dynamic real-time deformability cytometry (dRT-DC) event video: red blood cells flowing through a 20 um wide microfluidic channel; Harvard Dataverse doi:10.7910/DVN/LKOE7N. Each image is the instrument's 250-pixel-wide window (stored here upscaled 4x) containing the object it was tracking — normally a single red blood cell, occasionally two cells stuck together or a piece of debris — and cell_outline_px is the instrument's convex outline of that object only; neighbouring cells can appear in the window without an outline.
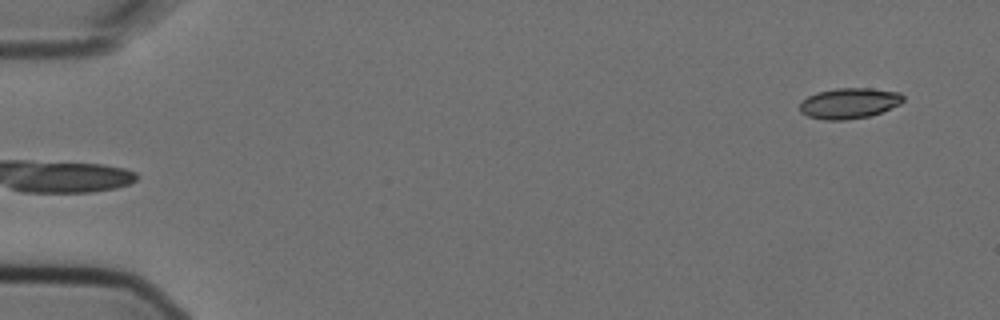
{"species": "Egyptian fruit bat (a non-hibernating species)", "species_latin": "Rousettus aegyptiacus", "temperature_condition": "cold", "stored_images_in_passage": 4, "camera_frame_rate_fps": 3000, "um_per_image_px": 0.085, "animal": {"sex": "female"}, "frame": {"image": 1, "passage_image": 1, "time_ms": 0.0, "image_size_px": [1000, 320], "cell_outline_px": [[904, 100], [900, 104], [880, 112], [868, 116], [844, 120], [824, 120], [808, 116], [800, 112], [800, 104], [808, 96], [816, 92], [836, 88], [872, 88], [900, 92], [904, 96]], "centroid_in_image_um": [72.19, 8.76], "position_along_channel_um": 12.8, "area_um2": 18.44}}
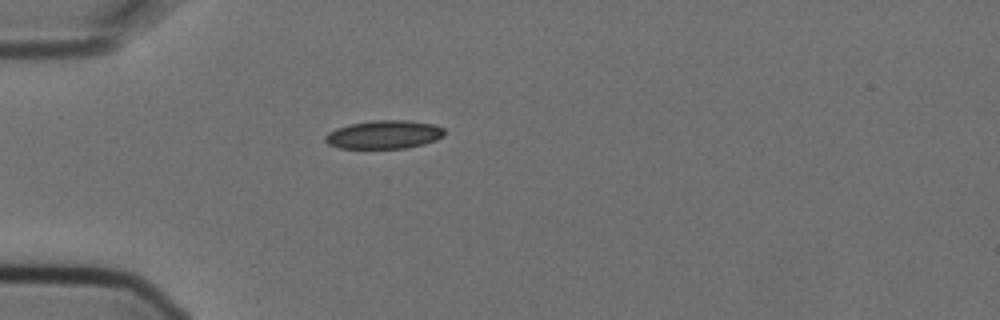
{"frame": {"image": 2, "passage_image": 4, "time_ms": 1.0, "image_size_px": [1000, 320], "cell_outline_px": [[444, 136], [436, 140], [424, 144], [408, 148], [340, 148], [328, 144], [324, 140], [324, 136], [328, 132], [336, 128], [348, 124], [372, 120], [408, 120], [432, 124], [444, 128]], "centroid_in_image_um": [32.63, 11.43], "position_along_channel_um": 52.4, "area_um2": 19.88}}